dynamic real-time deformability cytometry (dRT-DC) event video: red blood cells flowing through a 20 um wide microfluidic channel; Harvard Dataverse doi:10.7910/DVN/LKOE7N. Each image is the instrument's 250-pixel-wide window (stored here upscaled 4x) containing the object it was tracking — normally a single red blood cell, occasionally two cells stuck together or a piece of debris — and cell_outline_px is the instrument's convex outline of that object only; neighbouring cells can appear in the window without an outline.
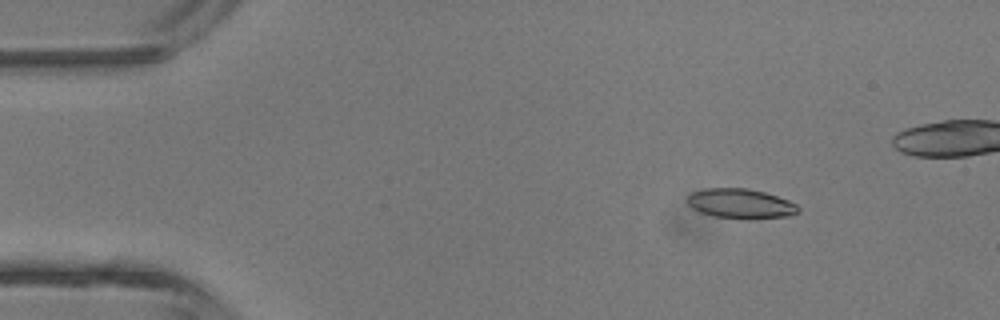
{"species": "common noctule bat (a hibernating species)", "species_latin": "Nyctalus noctula", "temperature_condition": "room temperature", "stored_images_in_passage": 3, "camera_frame_rate_fps": 3000, "um_per_image_px": 0.085, "animal": {"sex": "male", "body_mass_g": 13.3}, "frame": {"image": 1, "passage_image": 1, "time_ms": 0.0, "image_size_px": [1000, 320], "cell_outline_px": [[800, 212], [788, 216], [748, 220], [716, 216], [700, 212], [692, 208], [688, 204], [688, 196], [692, 192], [704, 188], [748, 188], [764, 192], [788, 200], [796, 204], [800, 208]], "centroid_in_image_um": [62.97, 17.32], "position_along_channel_um": 22.0, "area_um2": 19.36}}